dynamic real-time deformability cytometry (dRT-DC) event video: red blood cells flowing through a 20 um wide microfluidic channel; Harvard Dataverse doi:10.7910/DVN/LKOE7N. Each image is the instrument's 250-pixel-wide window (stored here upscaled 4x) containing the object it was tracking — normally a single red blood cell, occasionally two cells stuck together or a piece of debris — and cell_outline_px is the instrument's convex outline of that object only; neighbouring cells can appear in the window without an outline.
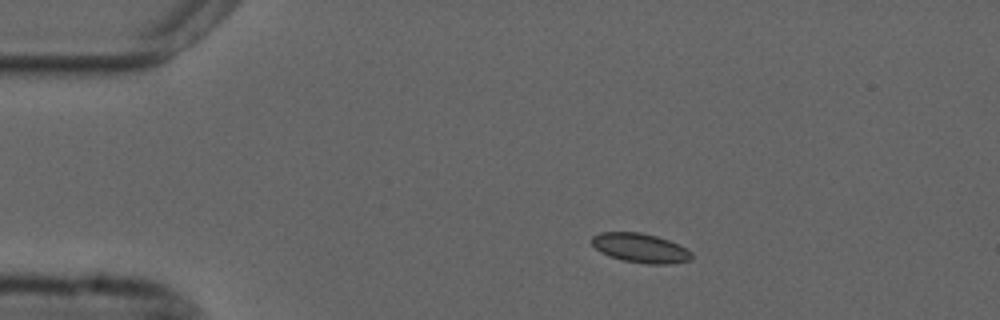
{"species": "common noctule bat (a hibernating species)", "species_latin": "Nyctalus noctula", "temperature_condition": "cold", "stored_images_in_passage": 46, "camera_frame_rate_fps": 3000, "um_per_image_px": 0.085, "animal": {"sex": "male", "forearm_length_mm": 52.5}, "frame": {"image": 1, "passage_image": 1, "time_ms": 0.0, "image_size_px": [1000, 320], "cell_outline_px": [[692, 260], [668, 264], [648, 264], [624, 260], [608, 256], [600, 252], [592, 244], [592, 236], [600, 232], [640, 232], [656, 236], [668, 240], [692, 252]], "centroid_in_image_um": [54.41, 21.08], "position_along_channel_um": 30.6, "area_um2": 16.94}}
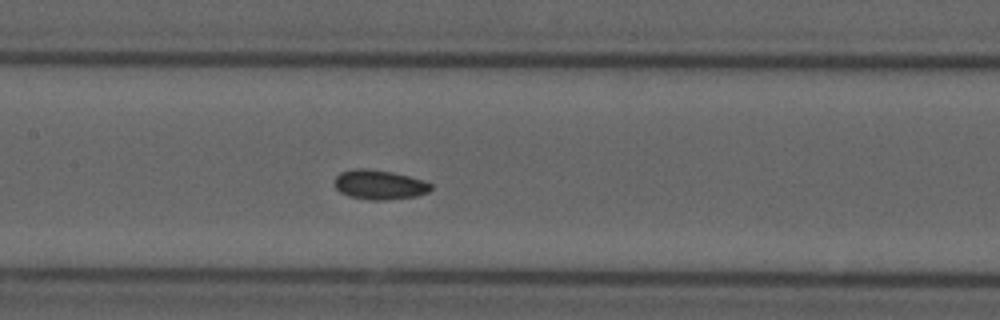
{"frame": {"image": 2, "passage_image": 17, "time_ms": 5.333, "image_size_px": [1000, 320], "cell_outline_px": [[432, 188], [428, 192], [416, 196], [384, 200], [372, 200], [348, 196], [340, 192], [336, 188], [336, 176], [340, 172], [356, 168], [360, 168], [392, 172], [424, 180], [432, 184]], "centroid_in_image_um": [32.26, 15.7], "position_along_channel_um": 175.1, "area_um2": 16.42}}
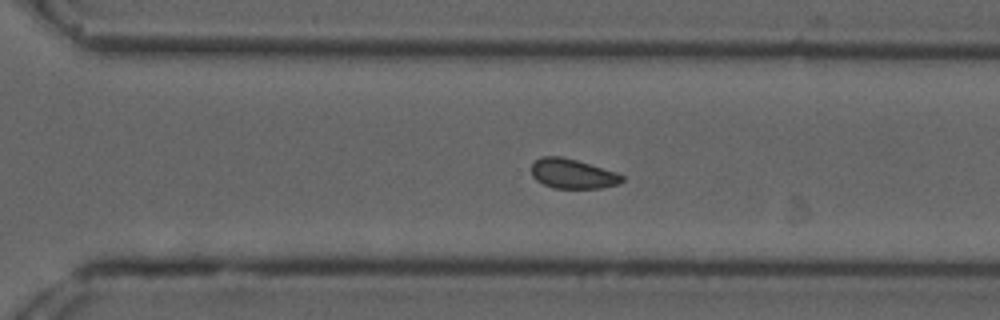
{"frame": {"image": 3, "passage_image": 29, "time_ms": 9.333, "image_size_px": [1000, 320], "cell_outline_px": [[624, 180], [620, 184], [600, 188], [552, 188], [536, 180], [532, 176], [532, 164], [540, 156], [560, 156], [576, 160], [616, 172], [624, 176]], "centroid_in_image_um": [48.67, 14.77], "position_along_channel_um": 321.9, "area_um2": 15.66}, "authors_computed_cell_mechanics": {"area_um2": 16.184, "velocity_mm_per_s": 3.6851, "shape_relaxation_time_tau1_ms": null, "shape_relaxation_time_tau2_ms": 1.4924, "deformation_change_tau1": null, "deformation_change_tau2": 0.0593}}